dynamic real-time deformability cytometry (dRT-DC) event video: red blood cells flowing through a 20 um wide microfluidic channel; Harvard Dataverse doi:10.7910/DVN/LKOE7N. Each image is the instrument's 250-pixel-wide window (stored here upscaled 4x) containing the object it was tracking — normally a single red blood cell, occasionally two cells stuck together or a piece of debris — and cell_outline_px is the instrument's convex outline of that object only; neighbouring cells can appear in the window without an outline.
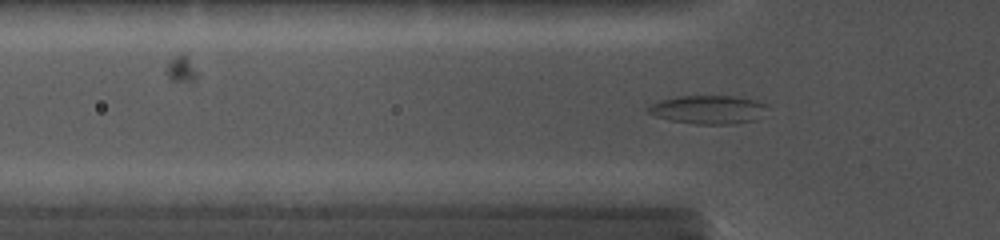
{"species": "common noctule bat (a hibernating species)", "species_latin": "Nyctalus noctula", "temperature_condition": "cold", "stored_images_in_passage": 41, "camera_frame_rate_fps": 5000, "um_per_image_px": 0.085, "animal": {"sex": "female", "body_mass_g": 19.0, "forearm_length_mm": 56.7}, "frame": {"image": 1, "passage_image": 13, "time_ms": 5.4, "image_size_px": [1000, 240], "cell_outline_px": [[768, 104], [752, 120], [732, 124], [696, 124], [672, 120], [656, 116], [648, 112], [644, 108], [648, 104], [660, 100], [676, 96], [736, 96], [756, 100]], "centroid_in_image_um": [60.09, 9.29], "position_along_channel_um": 65.7, "area_um2": 19.54}}
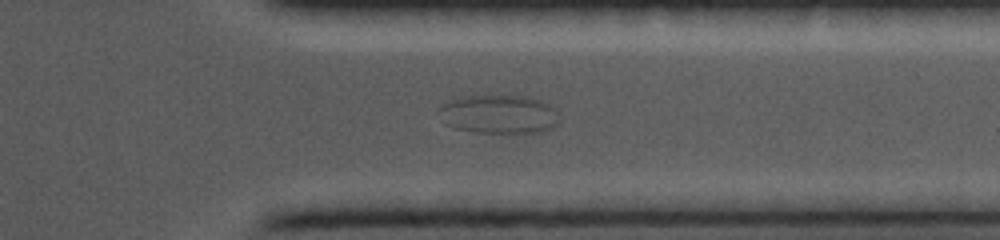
{"frame": {"image": 2, "passage_image": 33, "time_ms": 14.0, "image_size_px": [1000, 240], "cell_outline_px": [[560, 120], [552, 128], [544, 132], [476, 132], [456, 128], [444, 124], [436, 112], [444, 104], [460, 96], [528, 96], [540, 100], [556, 108], [560, 116]], "centroid_in_image_um": [42.43, 9.71], "position_along_channel_um": 369.0, "area_um2": 27.34}}
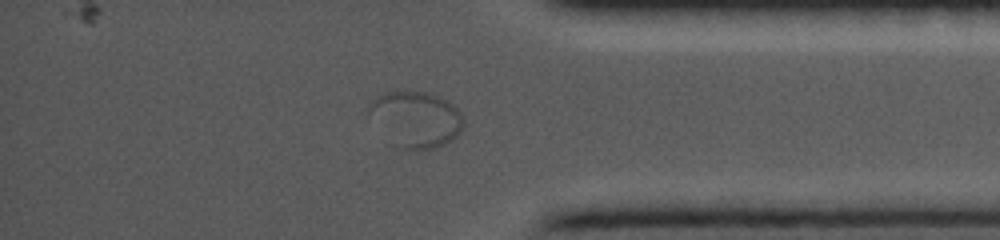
{"frame": {"image": 3, "passage_image": 35, "time_ms": 15.0, "image_size_px": [1000, 240], "cell_outline_px": [[464, 124], [460, 132], [456, 136], [444, 144], [436, 148], [400, 148], [392, 144], [368, 112], [368, 104], [376, 96], [388, 92], [404, 88], [424, 92], [448, 100], [464, 116]], "centroid_in_image_um": [35.35, 10.08], "position_along_channel_um": 399.9, "area_um2": 30.81}}